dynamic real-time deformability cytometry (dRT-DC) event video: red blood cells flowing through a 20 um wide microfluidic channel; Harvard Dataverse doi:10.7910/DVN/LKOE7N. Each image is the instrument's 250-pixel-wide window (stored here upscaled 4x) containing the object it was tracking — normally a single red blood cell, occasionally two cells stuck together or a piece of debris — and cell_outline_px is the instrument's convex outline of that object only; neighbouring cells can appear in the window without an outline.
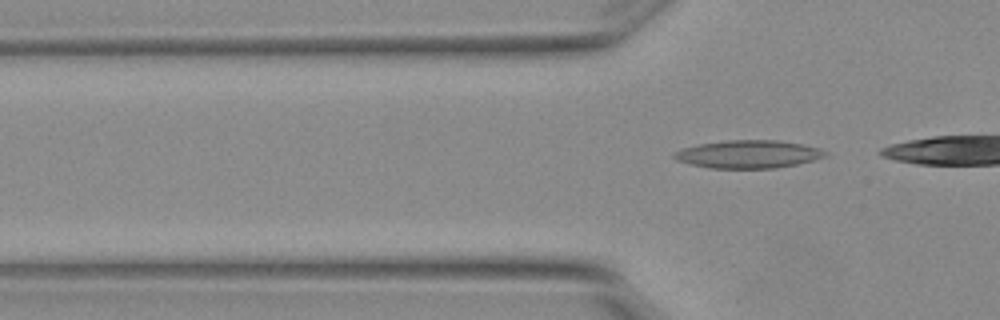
{"species": "Egyptian fruit bat (a non-hibernating species)", "species_latin": "Rousettus aegyptiacus", "temperature_condition": "warm", "stored_images_in_passage": 4, "segment_of_instrument_passage": [2, 2], "camera_frame_rate_fps": 3000, "um_per_image_px": 0.085, "animal": {"sex": "female"}, "frame": {"image": 1, "passage_image": 4, "time_ms": 1.0, "image_size_px": [1000, 320], "cell_outline_px": [[828, 152], [824, 156], [812, 160], [796, 164], [776, 168], [708, 168], [676, 160], [672, 156], [680, 148], [700, 144], [728, 140], [780, 140], [820, 148]], "centroid_in_image_um": [63.59, 13.1], "position_along_channel_um": 62.2, "area_um2": 24.39}}